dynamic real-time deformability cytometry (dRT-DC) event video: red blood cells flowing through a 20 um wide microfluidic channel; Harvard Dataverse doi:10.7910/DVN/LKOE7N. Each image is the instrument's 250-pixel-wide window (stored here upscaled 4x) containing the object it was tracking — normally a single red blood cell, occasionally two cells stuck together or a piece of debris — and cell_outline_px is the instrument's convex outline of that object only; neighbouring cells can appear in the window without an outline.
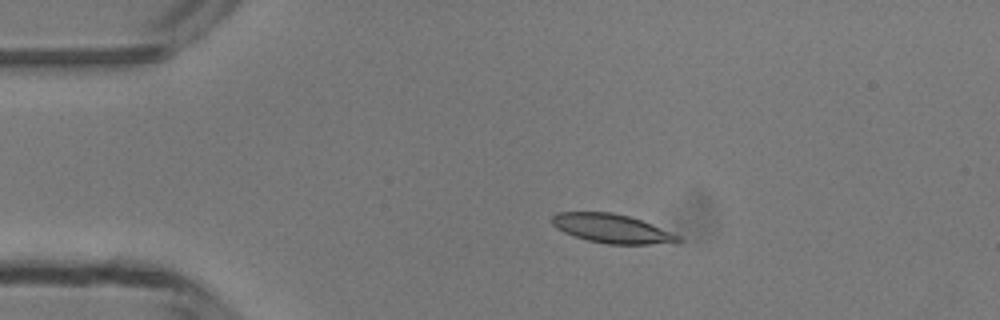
{"species": "common noctule bat (a hibernating species)", "species_latin": "Nyctalus noctula", "temperature_condition": "room temperature", "stored_images_in_passage": 40, "camera_frame_rate_fps": 3000, "um_per_image_px": 0.085, "animal": {"sex": "male", "body_mass_g": 13.3}, "frame": {"image": 1, "passage_image": 1, "time_ms": 0.0, "image_size_px": [1000, 320], "cell_outline_px": [[684, 240], [680, 244], [608, 244], [588, 240], [564, 232], [556, 228], [552, 224], [552, 216], [556, 212], [612, 212], [628, 216], [652, 224], [680, 236]], "centroid_in_image_um": [52.07, 19.44], "position_along_channel_um": 32.9, "area_um2": 21.39}}
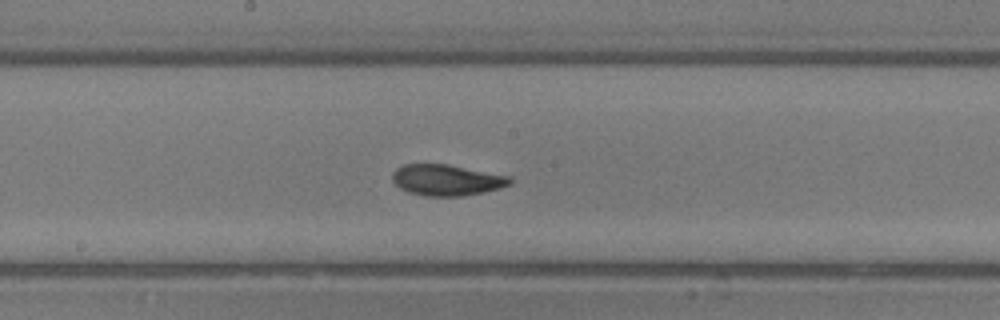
{"frame": {"image": 2, "passage_image": 17, "time_ms": 5.333, "image_size_px": [1000, 320], "cell_outline_px": [[512, 184], [500, 188], [484, 192], [464, 196], [424, 196], [408, 192], [400, 188], [392, 180], [392, 172], [396, 168], [404, 164], [448, 164], [512, 176]], "centroid_in_image_um": [37.99, 15.3], "position_along_channel_um": 210.2, "area_um2": 21.56}}
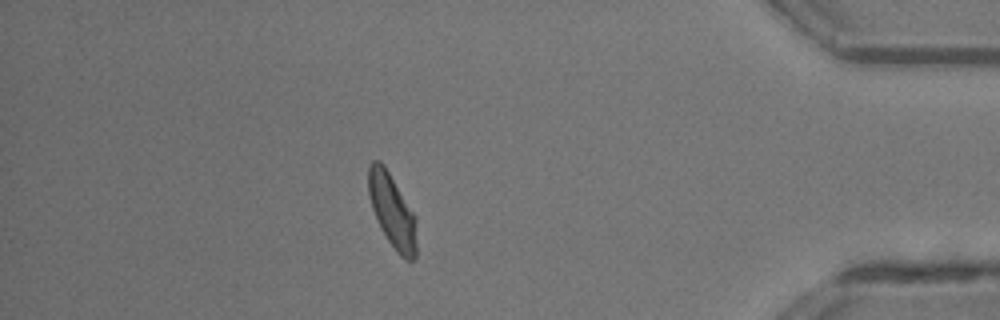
{"frame": {"image": 3, "passage_image": 34, "time_ms": 11.0, "image_size_px": [1000, 320], "cell_outline_px": [[416, 256], [412, 260], [404, 260], [396, 252], [380, 228], [372, 208], [368, 196], [368, 168], [372, 160], [380, 160], [384, 164], [416, 216]], "centroid_in_image_um": [33.33, 17.92], "position_along_channel_um": 401.9, "area_um2": 20.87}, "authors_computed_cell_mechanics": {"area_um2": 21.0681, "velocity_mm_per_s": 4.1692, "shape_relaxation_time_tau1_ms": 3.3011, "shape_relaxation_time_tau2_ms": 2.3889, "deformation_change_tau1": 0.1321, "deformation_change_tau2": 0.0738}}